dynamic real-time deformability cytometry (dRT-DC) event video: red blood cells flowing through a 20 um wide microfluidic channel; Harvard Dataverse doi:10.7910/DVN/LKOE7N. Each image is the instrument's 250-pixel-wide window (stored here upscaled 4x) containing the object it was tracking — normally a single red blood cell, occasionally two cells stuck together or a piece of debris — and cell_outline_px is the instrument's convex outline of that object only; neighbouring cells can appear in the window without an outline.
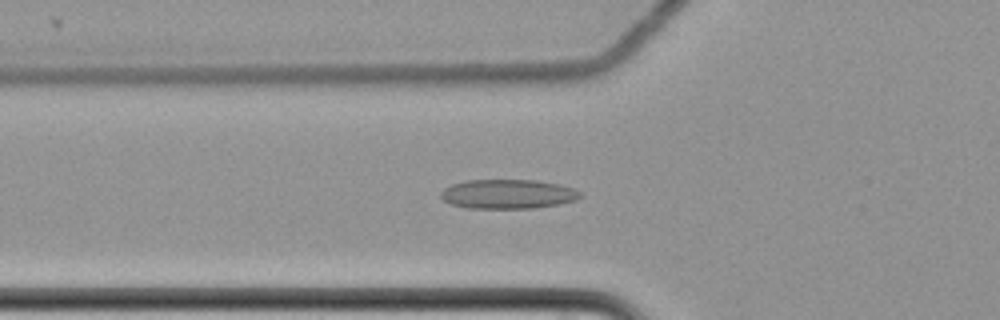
{"species": "common noctule bat (a hibernating species)", "species_latin": "Nyctalus noctula", "temperature_condition": "cold", "stored_images_in_passage": 55, "camera_frame_rate_fps": 3000, "um_per_image_px": 0.085, "animal": {"sex": "female", "body_mass_g": 22.7, "forearm_length_mm": 54.2}, "frame": {"image": 1, "passage_image": 17, "time_ms": 5.333, "image_size_px": [1000, 320], "cell_outline_px": [[584, 196], [576, 200], [556, 204], [532, 208], [464, 208], [448, 204], [440, 196], [440, 192], [444, 188], [452, 184], [464, 180], [536, 180], [560, 184], [572, 188], [580, 192]], "centroid_in_image_um": [43.13, 16.49], "position_along_channel_um": 82.7, "area_um2": 23.99}}
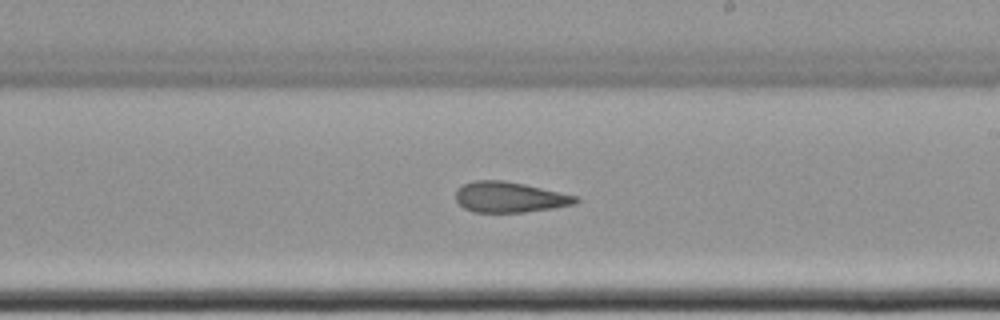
{"frame": {"image": 2, "passage_image": 31, "time_ms": 10.0, "image_size_px": [1000, 320], "cell_outline_px": [[580, 200], [576, 204], [552, 208], [524, 212], [472, 212], [464, 208], [456, 200], [456, 188], [472, 180], [504, 180], [524, 184], [576, 196]], "centroid_in_image_um": [43.28, 16.75], "position_along_channel_um": 245.7, "area_um2": 21.33}}
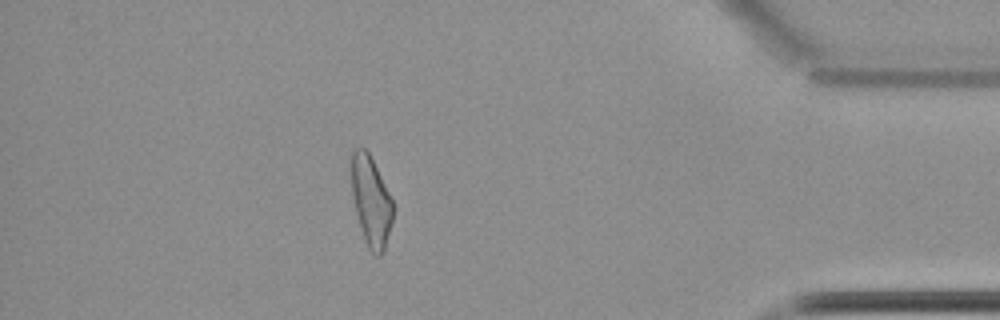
{"frame": {"image": 3, "passage_image": 48, "time_ms": 15.667, "image_size_px": [1000, 320], "cell_outline_px": [[392, 220], [384, 252], [380, 256], [376, 256], [368, 248], [356, 212], [352, 196], [352, 148], [360, 144], [368, 152], [392, 200]], "centroid_in_image_um": [31.52, 17.08], "position_along_channel_um": 403.7, "area_um2": 21.27}, "authors_computed_cell_mechanics": {"area_um2": 23.0044, "velocity_mm_per_s": 3.4939, "shape_relaxation_time_tau1_ms": 6.0813, "shape_relaxation_time_tau2_ms": 3.5323, "deformation_change_tau1": 0.1101, "deformation_change_tau2": 0.1217}}